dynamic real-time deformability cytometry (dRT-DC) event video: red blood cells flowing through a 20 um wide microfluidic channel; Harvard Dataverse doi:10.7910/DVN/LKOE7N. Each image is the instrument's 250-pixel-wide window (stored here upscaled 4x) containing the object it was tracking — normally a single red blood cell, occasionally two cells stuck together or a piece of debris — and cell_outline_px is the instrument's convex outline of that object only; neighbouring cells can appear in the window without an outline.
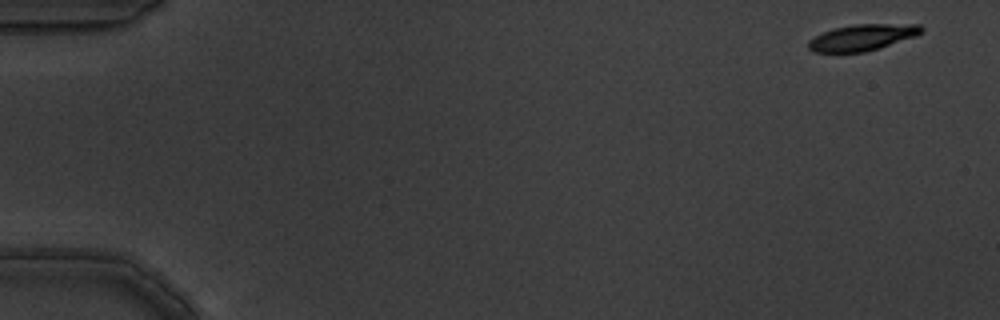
{"species": "common noctule bat (a hibernating species)", "species_latin": "Nyctalus noctula", "temperature_condition": "warm", "stored_images_in_passage": 10, "camera_frame_rate_fps": 3000, "um_per_image_px": 0.085, "animal": {"sex": "male", "body_mass_g": 19.5, "forearm_length_mm": 54.6}, "frame": {"image": 1, "passage_image": 1, "time_ms": 0.0, "image_size_px": [1000, 320], "cell_outline_px": [[924, 32], [916, 36], [880, 48], [864, 52], [812, 52], [808, 48], [808, 40], [832, 28], [852, 24], [920, 24], [924, 28]], "centroid_in_image_um": [73.32, 3.17], "position_along_channel_um": 11.7, "area_um2": 17.46}}
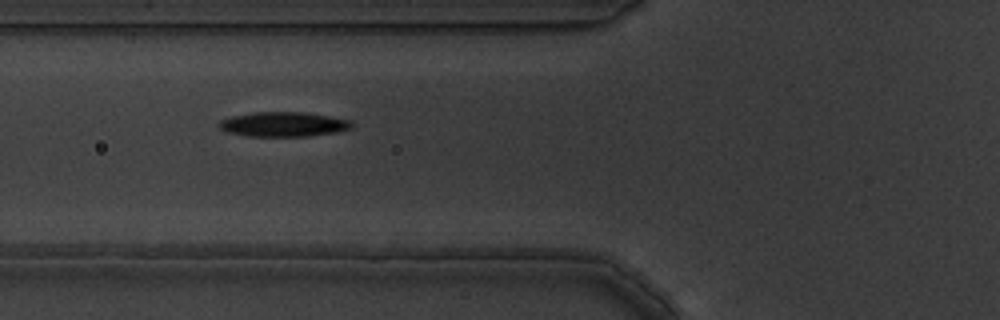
{"frame": {"image": 2, "passage_image": 7, "time_ms": 2.0, "image_size_px": [1000, 320], "cell_outline_px": [[352, 128], [336, 132], [308, 136], [248, 136], [228, 132], [220, 128], [220, 120], [232, 116], [252, 112], [304, 112], [328, 116], [348, 120], [352, 124]], "centroid_in_image_um": [24.08, 10.56], "position_along_channel_um": 101.7, "area_um2": 18.84}}
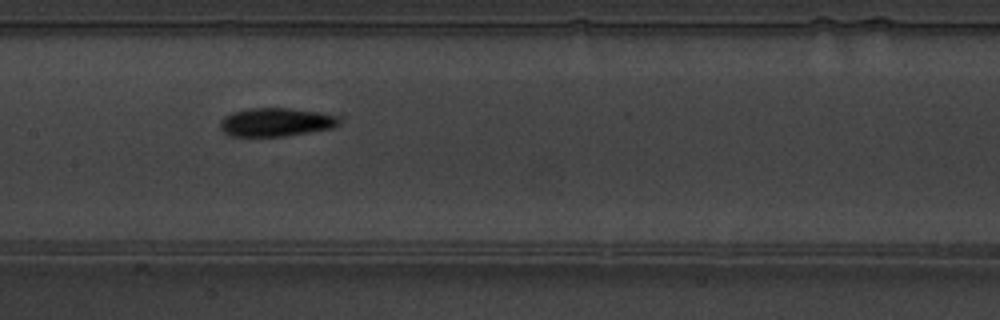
{"frame": {"image": 3, "passage_image": 9, "time_ms": 2.667, "image_size_px": [1000, 320], "cell_outline_px": [[340, 124], [332, 128], [284, 136], [228, 136], [220, 128], [220, 120], [224, 116], [232, 112], [248, 108], [292, 108], [320, 112], [336, 116], [340, 120]], "centroid_in_image_um": [23.42, 10.37], "position_along_channel_um": 184.0, "area_um2": 19.83}}